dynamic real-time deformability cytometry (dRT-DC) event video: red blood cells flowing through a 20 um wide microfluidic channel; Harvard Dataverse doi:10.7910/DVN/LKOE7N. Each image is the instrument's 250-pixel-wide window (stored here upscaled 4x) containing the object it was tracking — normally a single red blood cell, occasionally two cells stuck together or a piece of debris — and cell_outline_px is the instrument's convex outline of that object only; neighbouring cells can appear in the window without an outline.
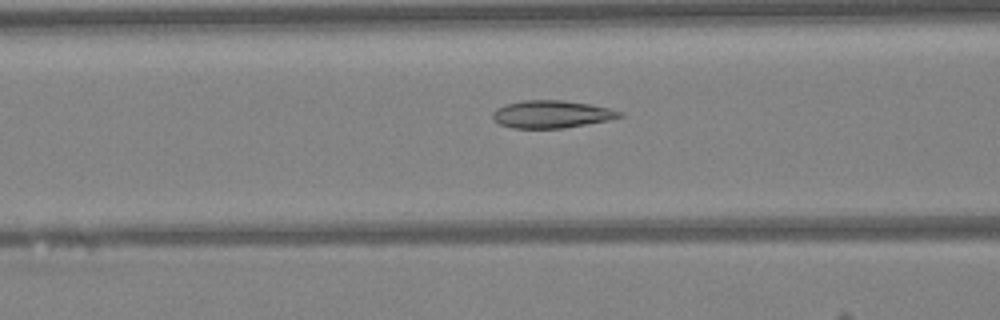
{"species": "Egyptian fruit bat (a non-hibernating species)", "species_latin": "Rousettus aegyptiacus", "temperature_condition": "warm", "stored_images_in_passage": 40, "camera_frame_rate_fps": 3000, "um_per_image_px": 0.085, "animal": {"sex": "female"}, "frame": {"image": 1, "passage_image": 13, "time_ms": 4.0, "image_size_px": [1000, 320], "cell_outline_px": [[624, 116], [608, 120], [560, 128], [512, 128], [500, 124], [492, 120], [492, 112], [496, 108], [504, 104], [520, 100], [560, 100], [588, 104], [608, 108], [624, 112]], "centroid_in_image_um": [46.82, 9.7], "position_along_channel_um": 119.8, "area_um2": 20.35}}
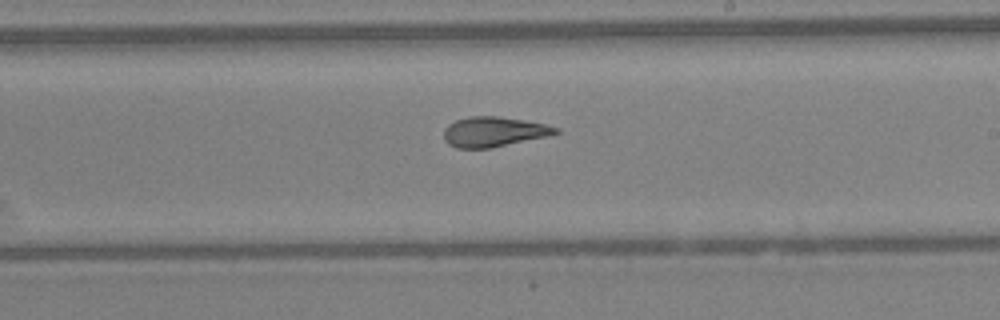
{"frame": {"image": 2, "passage_image": 22, "time_ms": 7.0, "image_size_px": [1000, 320], "cell_outline_px": [[560, 132], [548, 136], [492, 148], [456, 148], [448, 144], [444, 140], [444, 128], [448, 124], [456, 120], [472, 116], [500, 116], [524, 120], [544, 124], [560, 128]], "centroid_in_image_um": [41.97, 11.2], "position_along_channel_um": 247.0, "area_um2": 19.65}}
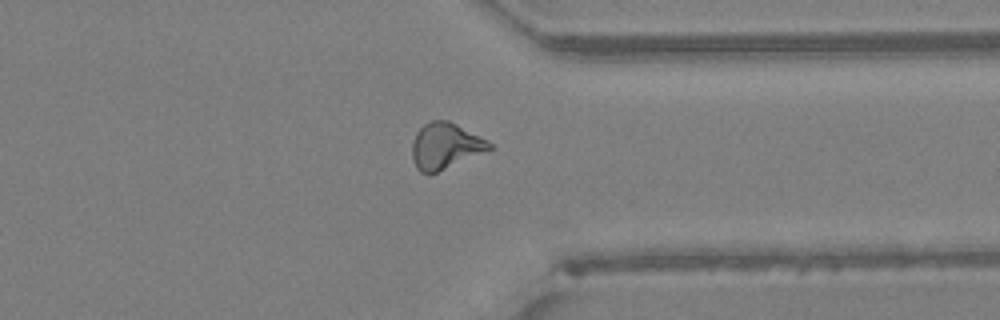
{"frame": {"image": 3, "passage_image": 31, "time_ms": 10.0, "image_size_px": [1000, 320], "cell_outline_px": [[492, 148], [436, 172], [420, 172], [416, 168], [412, 156], [412, 140], [416, 132], [424, 124], [432, 120], [448, 120], [488, 140], [492, 144]], "centroid_in_image_um": [37.81, 12.38], "position_along_channel_um": 373.6, "area_um2": 20.29}}